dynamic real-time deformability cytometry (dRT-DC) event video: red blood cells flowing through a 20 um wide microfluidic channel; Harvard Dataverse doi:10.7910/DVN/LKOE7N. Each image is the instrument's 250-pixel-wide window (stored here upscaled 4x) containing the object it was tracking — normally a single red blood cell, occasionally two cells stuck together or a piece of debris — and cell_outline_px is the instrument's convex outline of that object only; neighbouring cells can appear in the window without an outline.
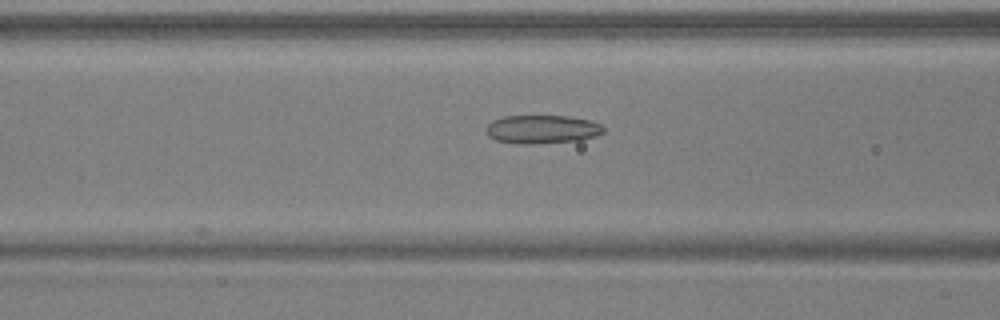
{"species": "common noctule bat (a hibernating species)", "species_latin": "Nyctalus noctula", "temperature_condition": "warm", "stored_images_in_passage": 24, "camera_frame_rate_fps": 3000, "um_per_image_px": 0.085, "animal": {"sex": "male", "body_mass_g": 17.9, "forearm_length_mm": 54.2}, "frame": {"image": 1, "passage_image": 9, "time_ms": 2.667, "image_size_px": [1000, 320], "cell_outline_px": [[604, 132], [596, 136], [580, 140], [532, 144], [524, 144], [496, 140], [488, 136], [488, 124], [492, 120], [504, 116], [568, 116], [588, 120], [600, 124], [604, 128]], "centroid_in_image_um": [46.09, 10.99], "position_along_channel_um": 120.5, "area_um2": 19.31}}
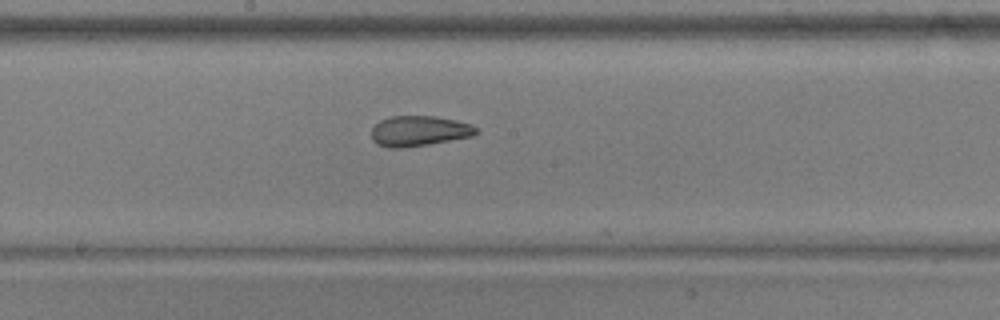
{"frame": {"image": 2, "passage_image": 16, "time_ms": 5.0, "image_size_px": [1000, 320], "cell_outline_px": [[480, 132], [472, 136], [428, 144], [400, 148], [388, 148], [376, 144], [372, 140], [372, 128], [380, 120], [388, 116], [436, 116], [456, 120], [472, 124]], "centroid_in_image_um": [35.61, 11.13], "position_along_channel_um": 212.6, "area_um2": 18.61}}
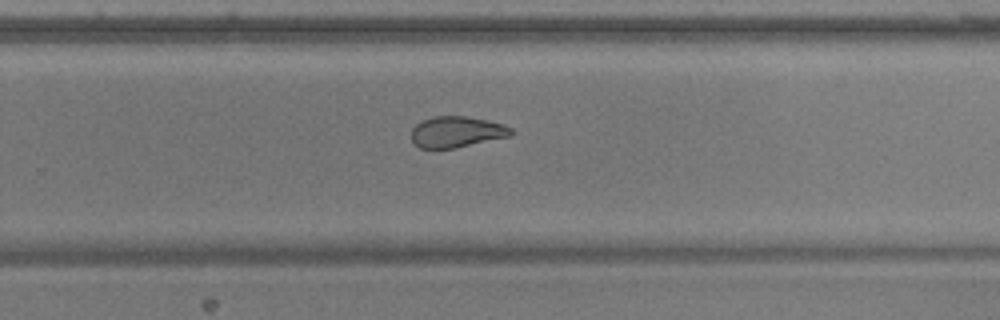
{"frame": {"image": 3, "passage_image": 22, "time_ms": 7.0, "image_size_px": [1000, 320], "cell_outline_px": [[512, 132], [508, 136], [452, 148], [420, 148], [412, 144], [412, 128], [416, 124], [424, 120], [436, 116], [468, 116], [488, 120], [504, 124], [512, 128]], "centroid_in_image_um": [38.78, 11.2], "position_along_channel_um": 291.0, "area_um2": 17.8}}